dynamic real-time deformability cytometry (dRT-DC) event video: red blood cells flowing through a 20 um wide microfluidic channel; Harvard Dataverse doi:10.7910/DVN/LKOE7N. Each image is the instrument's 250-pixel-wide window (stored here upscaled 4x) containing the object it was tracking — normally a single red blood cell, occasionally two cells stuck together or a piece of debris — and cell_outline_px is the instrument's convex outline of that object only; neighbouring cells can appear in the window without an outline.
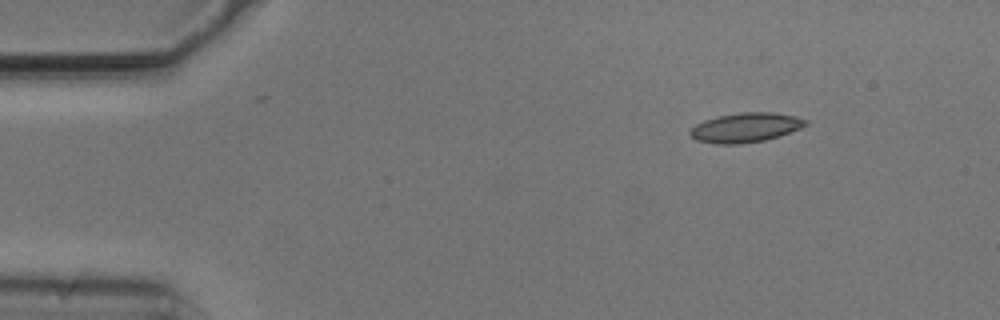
{"species": "common noctule bat (a hibernating species)", "species_latin": "Nyctalus noctula", "temperature_condition": "cold", "stored_images_in_passage": 4, "camera_frame_rate_fps": 3000, "um_per_image_px": 0.085, "animal": {"sex": "male", "body_mass_g": 20.5, "forearm_length_mm": 52.5}, "frame": {"image": 1, "passage_image": 1, "time_ms": 0.0, "image_size_px": [1000, 320], "cell_outline_px": [[808, 124], [800, 128], [780, 136], [764, 140], [736, 144], [716, 144], [696, 140], [688, 132], [696, 124], [704, 120], [716, 116], [744, 112], [772, 112], [792, 116], [808, 120]], "centroid_in_image_um": [63.36, 10.84], "position_along_channel_um": 21.6, "area_um2": 19.71}}
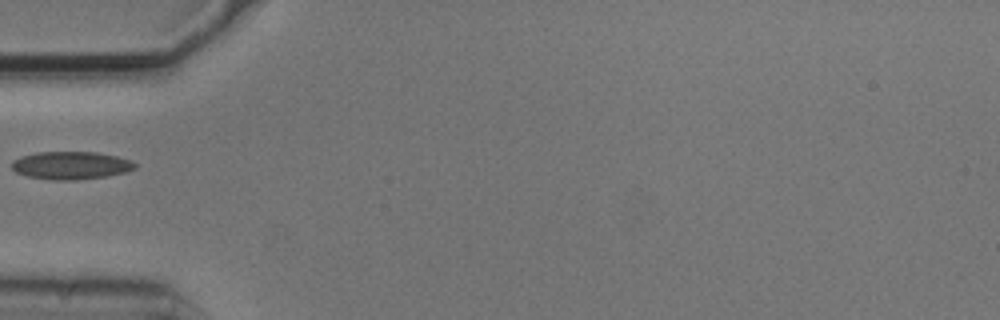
{"frame": {"image": 2, "passage_image": 4, "time_ms": 1.0, "image_size_px": [1000, 320], "cell_outline_px": [[136, 168], [124, 172], [108, 176], [76, 180], [52, 180], [28, 176], [16, 172], [12, 168], [12, 160], [20, 156], [36, 152], [96, 152], [116, 156], [132, 160], [136, 164]], "centroid_in_image_um": [6.02, 14.05], "position_along_channel_um": 79.0, "area_um2": 20.06}}